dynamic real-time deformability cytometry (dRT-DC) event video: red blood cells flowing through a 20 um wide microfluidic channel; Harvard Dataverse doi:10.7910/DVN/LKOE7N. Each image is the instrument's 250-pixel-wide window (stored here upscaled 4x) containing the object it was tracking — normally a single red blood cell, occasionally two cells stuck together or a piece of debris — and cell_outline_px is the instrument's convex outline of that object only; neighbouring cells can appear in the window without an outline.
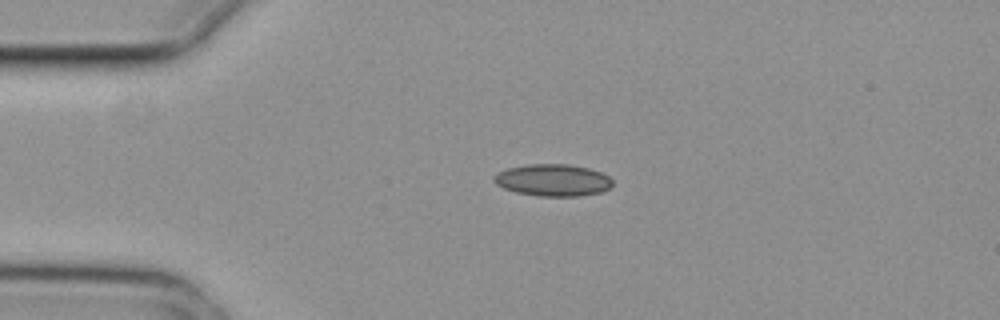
{"species": "common noctule bat (a hibernating species)", "species_latin": "Nyctalus noctula", "temperature_condition": "cold", "stored_images_in_passage": 3, "camera_frame_rate_fps": 3000, "um_per_image_px": 0.085, "animal": {"sex": "female", "body_mass_g": 29.2, "forearm_length_mm": 56.3}, "frame": {"image": 1, "passage_image": 1, "time_ms": 0.0, "image_size_px": [1000, 320], "cell_outline_px": [[612, 188], [600, 192], [580, 196], [536, 196], [516, 192], [504, 188], [496, 184], [492, 180], [492, 176], [496, 172], [508, 168], [528, 164], [568, 164], [588, 168], [600, 172], [608, 176], [612, 180]], "centroid_in_image_um": [46.97, 15.31], "position_along_channel_um": 38.0, "area_um2": 22.25}}
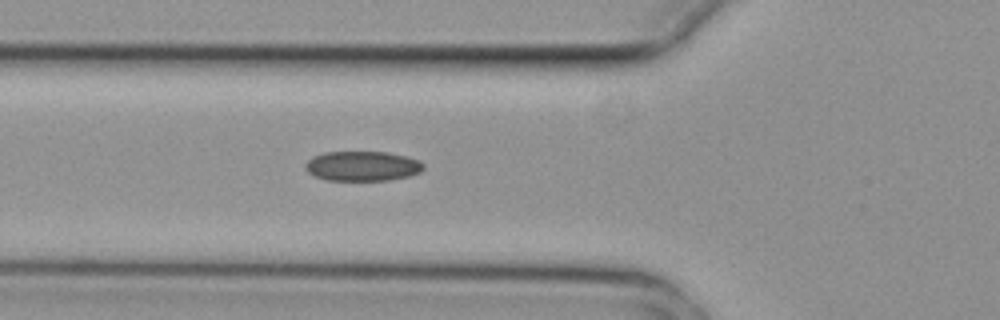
{"frame": {"image": 2, "passage_image": 3, "time_ms": 0.667, "image_size_px": [1000, 320], "cell_outline_px": [[424, 168], [420, 172], [408, 176], [388, 180], [324, 180], [312, 176], [304, 168], [304, 164], [312, 156], [324, 152], [388, 152], [420, 160], [424, 164]], "centroid_in_image_um": [30.76, 14.11], "position_along_channel_um": 95.0, "area_um2": 20.69}}